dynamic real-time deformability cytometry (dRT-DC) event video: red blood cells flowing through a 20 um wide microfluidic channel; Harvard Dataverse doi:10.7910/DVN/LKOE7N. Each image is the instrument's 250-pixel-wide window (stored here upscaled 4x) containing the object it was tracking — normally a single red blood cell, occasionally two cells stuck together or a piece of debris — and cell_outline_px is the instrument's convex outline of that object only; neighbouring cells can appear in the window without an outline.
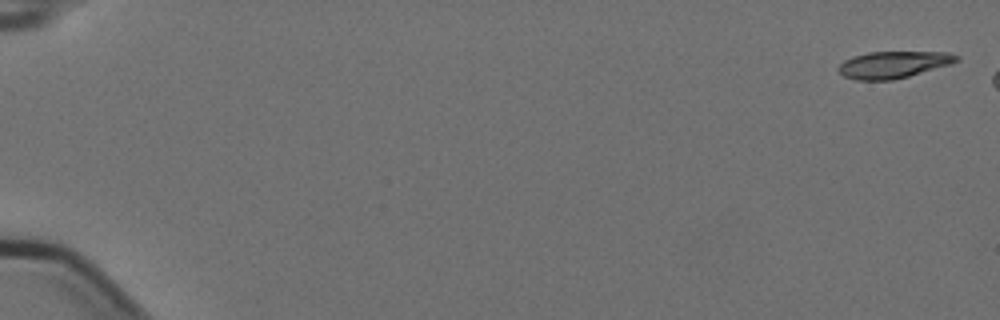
{"species": "Egyptian fruit bat (a non-hibernating species)", "species_latin": "Rousettus aegyptiacus", "temperature_condition": "cold", "stored_images_in_passage": 3, "camera_frame_rate_fps": 3000, "um_per_image_px": 0.085, "animal": {"sex": "female"}, "frame": {"image": 1, "passage_image": 1, "time_ms": 0.0, "image_size_px": [1000, 320], "cell_outline_px": [[960, 60], [952, 64], [908, 76], [892, 80], [856, 80], [844, 76], [836, 68], [844, 60], [852, 56], [868, 52], [948, 52], [960, 56]], "centroid_in_image_um": [75.94, 5.49], "position_along_channel_um": 9.1, "area_um2": 18.55}}